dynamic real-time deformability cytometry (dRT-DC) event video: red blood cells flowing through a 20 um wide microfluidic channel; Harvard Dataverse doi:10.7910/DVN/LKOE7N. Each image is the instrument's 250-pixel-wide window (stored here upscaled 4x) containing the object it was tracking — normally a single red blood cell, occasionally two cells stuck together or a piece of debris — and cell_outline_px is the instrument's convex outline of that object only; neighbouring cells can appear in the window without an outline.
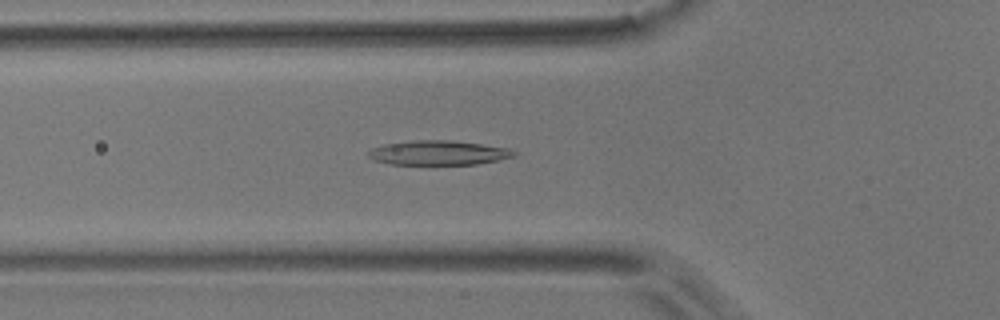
{"species": "common noctule bat (a hibernating species)", "species_latin": "Nyctalus noctula", "temperature_condition": "room temperature", "stored_images_in_passage": 53, "camera_frame_rate_fps": 3000, "um_per_image_px": 0.085, "animal": {"sex": "male", "body_mass_g": 17.9}, "frame": {"image": 1, "passage_image": 18, "time_ms": 5.667, "image_size_px": [1000, 320], "cell_outline_px": [[516, 156], [476, 164], [388, 164], [372, 160], [368, 156], [368, 152], [372, 148], [384, 144], [412, 140], [452, 140], [508, 148], [516, 152]], "centroid_in_image_um": [37.22, 12.98], "position_along_channel_um": 88.6, "area_um2": 20.69}}
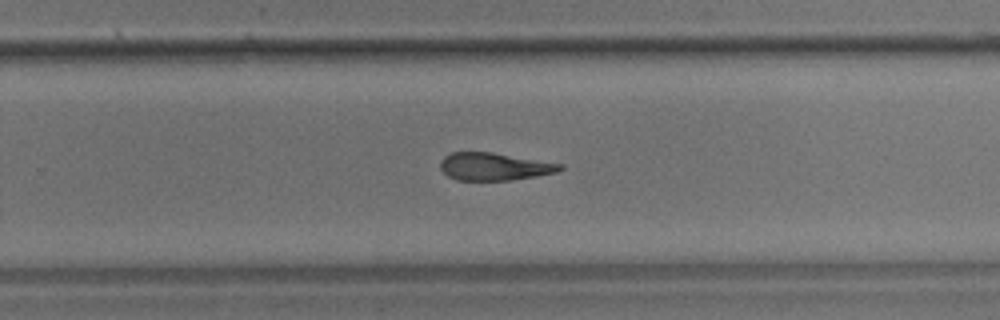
{"frame": {"image": 2, "passage_image": 34, "time_ms": 11.0, "image_size_px": [1000, 320], "cell_outline_px": [[564, 168], [556, 172], [536, 176], [508, 180], [456, 180], [448, 176], [440, 168], [440, 160], [444, 156], [452, 152], [492, 152], [564, 164]], "centroid_in_image_um": [42.0, 14.15], "position_along_channel_um": 287.8, "area_um2": 19.25}}
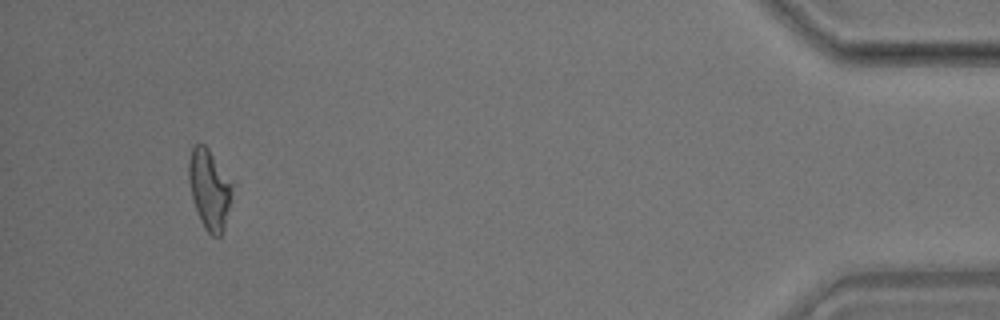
{"frame": {"image": 3, "passage_image": 50, "time_ms": 16.333, "image_size_px": [1000, 320], "cell_outline_px": [[232, 184], [228, 208], [224, 228], [220, 236], [212, 236], [204, 228], [200, 220], [192, 200], [188, 180], [188, 164], [192, 148], [196, 144], [204, 144], [208, 148], [232, 180]], "centroid_in_image_um": [17.77, 16.07], "position_along_channel_um": 417.4, "area_um2": 20.11}, "authors_computed_cell_mechanics": {"area_um2": 20.7502, "velocity_mm_per_s": 3.7389, "shape_relaxation_time_tau1_ms": null, "shape_relaxation_time_tau2_ms": 7.5376, "deformation_change_tau1": null, "deformation_change_tau2": 0.2078}}